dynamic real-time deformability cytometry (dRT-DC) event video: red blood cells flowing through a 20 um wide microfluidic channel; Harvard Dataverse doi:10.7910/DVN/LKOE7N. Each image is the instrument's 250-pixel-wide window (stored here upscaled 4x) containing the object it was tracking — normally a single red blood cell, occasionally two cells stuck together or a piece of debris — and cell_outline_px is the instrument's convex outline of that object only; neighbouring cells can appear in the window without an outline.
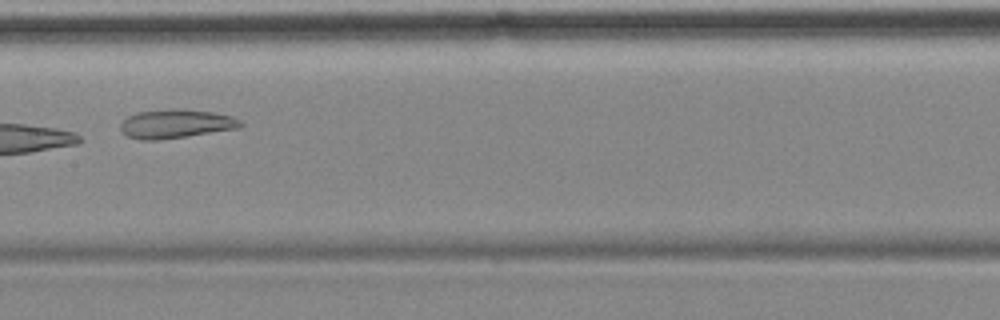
{"species": "common noctule bat (a hibernating species)", "species_latin": "Nyctalus noctula", "temperature_condition": "cold", "stored_images_in_passage": 6, "camera_frame_rate_fps": 3000, "um_per_image_px": 0.085, "animal": {"sex": "female", "body_mass_g": 18.4}, "frame": {"image": 1, "passage_image": 6, "time_ms": 6.0, "image_size_px": [1000, 320], "cell_outline_px": [[244, 124], [240, 128], [156, 140], [140, 140], [128, 136], [120, 132], [120, 124], [128, 116], [136, 112], [184, 108], [212, 112], [232, 116], [240, 120]], "centroid_in_image_um": [14.94, 10.52], "position_along_channel_um": 192.5, "area_um2": 20.11}}